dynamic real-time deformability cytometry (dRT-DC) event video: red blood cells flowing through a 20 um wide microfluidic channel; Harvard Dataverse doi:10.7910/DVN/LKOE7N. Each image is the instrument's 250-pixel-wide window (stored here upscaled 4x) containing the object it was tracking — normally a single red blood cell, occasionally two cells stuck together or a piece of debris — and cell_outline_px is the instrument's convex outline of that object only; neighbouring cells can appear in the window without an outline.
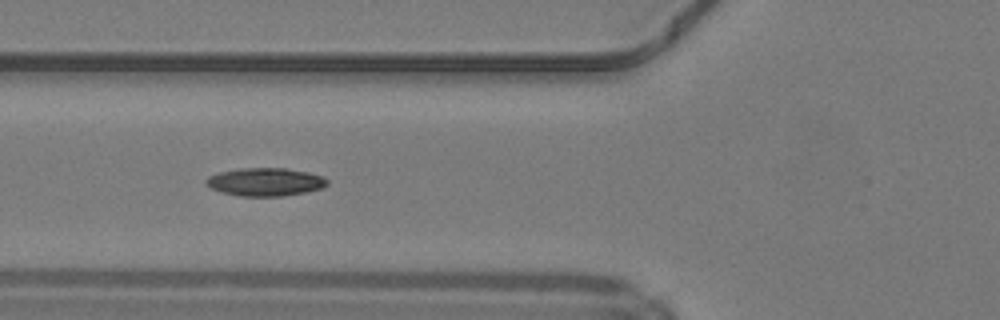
{"species": "common noctule bat (a hibernating species)", "species_latin": "Nyctalus noctula", "temperature_condition": "warm", "stored_images_in_passage": 36, "camera_frame_rate_fps": 3000, "um_per_image_px": 0.085, "animal": {"sex": "male", "body_mass_g": 19.2, "forearm_length_mm": 51.8}, "frame": {"image": 1, "passage_image": 6, "time_ms": 1.667, "image_size_px": [1000, 320], "cell_outline_px": [[328, 184], [320, 188], [308, 192], [280, 196], [240, 196], [220, 192], [204, 184], [204, 180], [208, 176], [220, 172], [240, 168], [284, 168], [308, 172], [324, 176], [328, 180]], "centroid_in_image_um": [22.53, 15.46], "position_along_channel_um": 103.3, "area_um2": 19.94}, "authors_computed_cell_mechanics": {"area_um2": 18.9873, "velocity_mm_per_s": 4.2242, "shape_relaxation_time_tau1_ms": 7.6536, "shape_relaxation_time_tau2_ms": 5.9092, "deformation_change_tau1": 0.1713, "deformation_change_tau2": 0.1187}}